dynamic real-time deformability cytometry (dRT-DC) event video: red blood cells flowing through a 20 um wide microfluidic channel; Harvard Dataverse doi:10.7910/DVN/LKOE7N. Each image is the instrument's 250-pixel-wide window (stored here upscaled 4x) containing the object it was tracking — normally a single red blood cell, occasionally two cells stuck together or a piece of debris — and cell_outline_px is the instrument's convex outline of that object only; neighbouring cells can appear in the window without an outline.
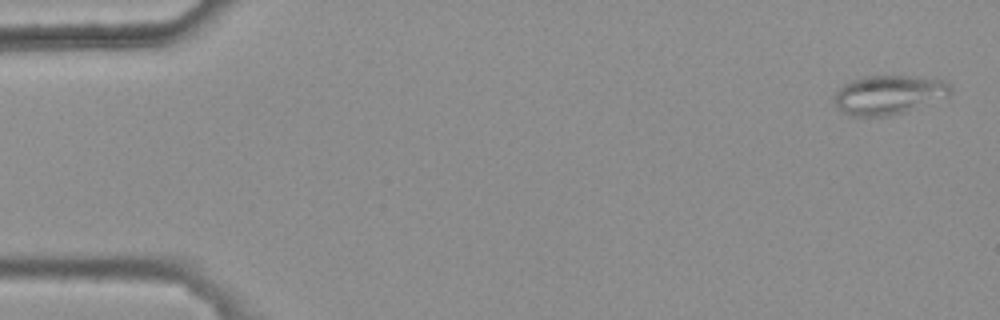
{"species": "common noctule bat (a hibernating species)", "species_latin": "Nyctalus noctula", "temperature_condition": "warm", "stored_images_in_passage": 7, "camera_frame_rate_fps": 3000, "um_per_image_px": 0.085, "animal": {"sex": "female", "body_mass_g": 25.1}, "frame": {"image": 1, "passage_image": 1, "time_ms": 0.0, "image_size_px": [1000, 320], "cell_outline_px": [[952, 92], [948, 96], [904, 112], [888, 116], [848, 116], [836, 104], [836, 92], [844, 84], [852, 80], [864, 76], [916, 76], [944, 80], [952, 88]], "centroid_in_image_um": [75.57, 8.05], "position_along_channel_um": 9.4, "area_um2": 26.24}}
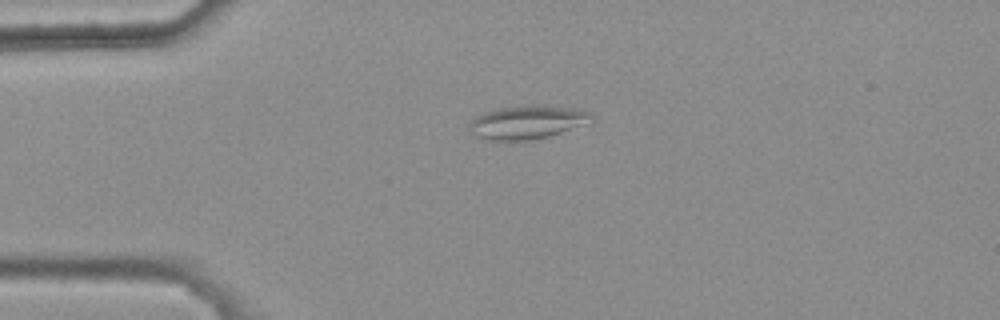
{"frame": {"image": 2, "passage_image": 4, "time_ms": 1.0, "image_size_px": [1000, 320], "cell_outline_px": [[592, 116], [588, 124], [548, 136], [532, 140], [512, 144], [504, 144], [484, 140], [476, 136], [468, 128], [468, 124], [476, 116], [484, 112], [496, 108], [536, 104], [580, 108], [588, 112]], "centroid_in_image_um": [44.76, 10.43], "position_along_channel_um": 40.2, "area_um2": 24.91}}
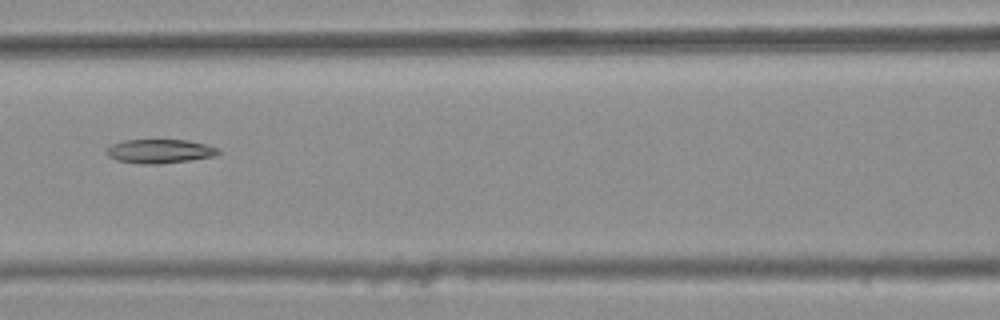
{"frame": {"image": 3, "passage_image": 7, "time_ms": 2.0, "image_size_px": [1000, 320], "cell_outline_px": [[220, 152], [212, 156], [192, 160], [160, 164], [140, 164], [116, 160], [108, 156], [108, 148], [112, 144], [124, 140], [188, 140], [208, 144], [220, 148]], "centroid_in_image_um": [13.62, 12.85], "position_along_channel_um": 153.0, "area_um2": 15.66}}